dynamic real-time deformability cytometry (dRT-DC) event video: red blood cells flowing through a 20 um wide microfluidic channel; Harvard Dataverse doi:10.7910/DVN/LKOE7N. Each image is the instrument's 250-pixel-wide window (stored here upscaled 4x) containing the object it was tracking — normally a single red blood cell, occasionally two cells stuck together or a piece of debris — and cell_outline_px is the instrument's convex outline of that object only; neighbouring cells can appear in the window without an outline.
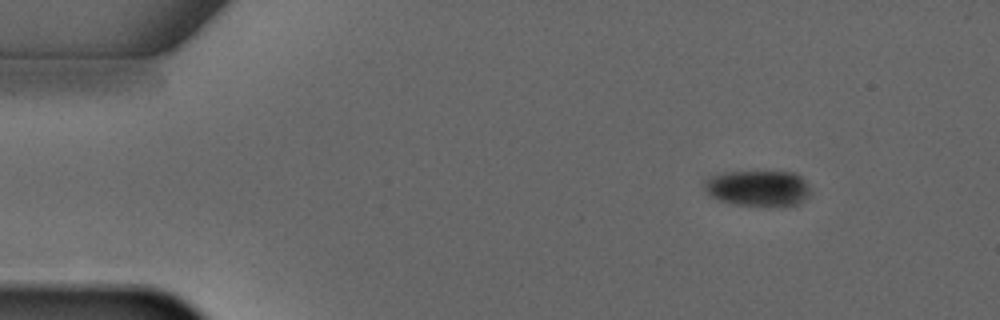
{"species": "common noctule bat (a hibernating species)", "species_latin": "Nyctalus noctula", "temperature_condition": "warm", "stored_images_in_passage": 4, "segment_of_instrument_passage": [2, 2], "camera_frame_rate_fps": 3000, "um_per_image_px": 0.085, "animal": {"sex": "male", "forearm_length_mm": 52.5}, "frame": {"image": 1, "passage_image": 4, "time_ms": 3.333, "image_size_px": [1000, 320], "cell_outline_px": [[812, 192], [808, 196], [796, 204], [736, 204], [720, 200], [712, 196], [704, 188], [704, 180], [708, 176], [724, 172], [792, 172], [800, 176], [804, 180]], "centroid_in_image_um": [64.4, 15.96], "position_along_channel_um": 20.6, "area_um2": 21.56}}